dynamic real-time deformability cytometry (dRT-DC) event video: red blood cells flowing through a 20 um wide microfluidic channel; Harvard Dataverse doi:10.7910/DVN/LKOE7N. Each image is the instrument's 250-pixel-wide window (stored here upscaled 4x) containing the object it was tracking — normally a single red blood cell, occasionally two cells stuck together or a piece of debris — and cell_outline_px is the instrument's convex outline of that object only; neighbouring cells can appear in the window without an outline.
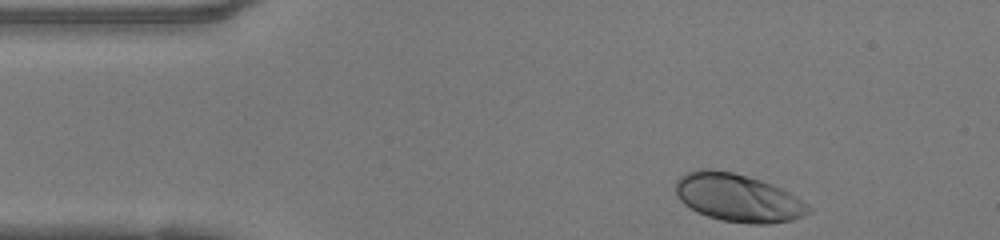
{"species": "human", "species_latin": "Homo sapiens", "temperature_condition": "warm", "stored_images_in_passage": 34, "camera_frame_rate_fps": 3000, "um_per_image_px": 0.085, "donor": {"sex": "female"}, "frame": {"image": 1, "passage_image": 1, "time_ms": 0.0, "image_size_px": [1000, 240], "cell_outline_px": [[812, 208], [804, 216], [792, 220], [768, 224], [752, 224], [720, 220], [696, 212], [684, 204], [680, 200], [676, 192], [676, 180], [680, 176], [688, 172], [700, 168], [708, 168], [732, 172], [748, 176], [772, 184], [796, 196], [808, 204]], "centroid_in_image_um": [62.72, 16.81], "position_along_channel_um": 22.3, "area_um2": 37.17}}
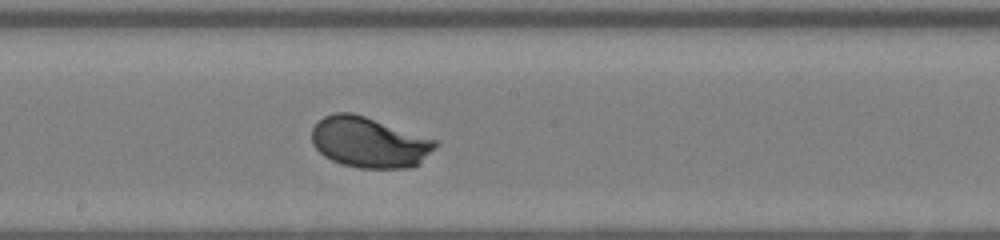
{"frame": {"image": 2, "passage_image": 20, "time_ms": 6.333, "image_size_px": [1000, 240], "cell_outline_px": [[440, 144], [420, 164], [412, 168], [356, 168], [340, 164], [324, 156], [312, 144], [312, 128], [324, 116], [336, 112], [352, 112], [436, 140]], "centroid_in_image_um": [31.39, 12.12], "position_along_channel_um": 216.8, "area_um2": 36.53}}
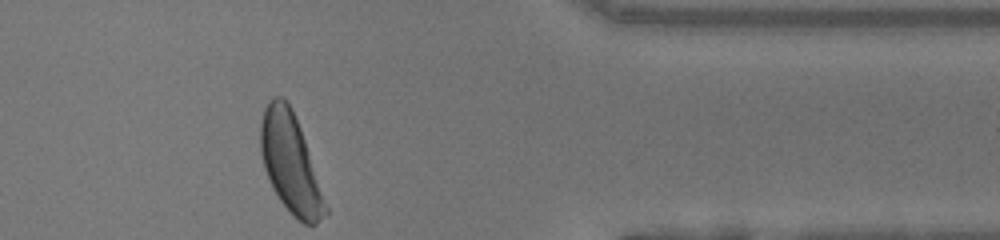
{"frame": {"image": 3, "passage_image": 34, "time_ms": 11.0, "image_size_px": [1000, 240], "cell_outline_px": [[328, 212], [316, 224], [304, 224], [292, 216], [280, 200], [264, 168], [260, 152], [260, 124], [264, 108], [268, 100], [272, 96], [284, 96], [292, 108], [300, 128], [328, 208]], "centroid_in_image_um": [24.66, 13.84], "position_along_channel_um": 386.7, "area_um2": 37.11}, "authors_computed_cell_mechanics": {"area_um2": 36.1828, "velocity_mm_per_s": 4.133, "shape_relaxation_time_tau1_ms": 1.908, "shape_relaxation_time_tau2_ms": null, "deformation_change_tau1": 0.1506, "deformation_change_tau2": null}}